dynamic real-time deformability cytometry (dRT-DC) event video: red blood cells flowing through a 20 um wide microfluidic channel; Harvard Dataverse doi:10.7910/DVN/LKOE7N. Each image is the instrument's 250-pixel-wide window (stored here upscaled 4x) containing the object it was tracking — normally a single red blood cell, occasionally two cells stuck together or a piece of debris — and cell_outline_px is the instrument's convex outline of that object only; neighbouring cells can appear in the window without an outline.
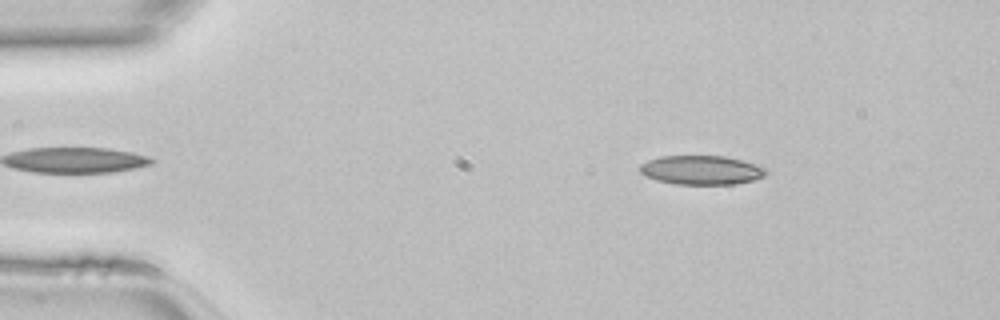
{"species": "common noctule bat (a hibernating species)", "species_latin": "Nyctalus noctula", "temperature_condition": "room temperature", "stored_images_in_passage": 43, "camera_frame_rate_fps": 3000, "um_per_image_px": 0.085, "animal": {"sex": "female", "body_mass_g": 22.7, "forearm_length_mm": 54.2}, "frame": {"image": 1, "passage_image": 4, "time_ms": 1.0, "image_size_px": [1000, 320], "cell_outline_px": [[768, 172], [764, 176], [756, 180], [732, 184], [672, 184], [656, 180], [644, 176], [640, 172], [640, 164], [648, 160], [660, 156], [724, 156], [756, 164], [764, 168]], "centroid_in_image_um": [59.59, 14.46], "position_along_channel_um": 25.4, "area_um2": 21.44}}
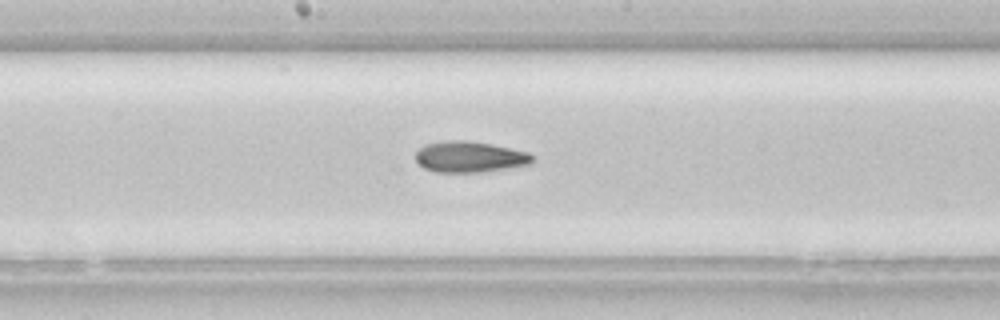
{"frame": {"image": 2, "passage_image": 21, "time_ms": 6.667, "image_size_px": [1000, 320], "cell_outline_px": [[536, 160], [532, 164], [480, 172], [436, 172], [424, 168], [416, 160], [416, 152], [424, 144], [448, 140], [464, 140], [492, 144], [528, 152]], "centroid_in_image_um": [39.93, 13.33], "position_along_channel_um": 208.3, "area_um2": 21.1}}
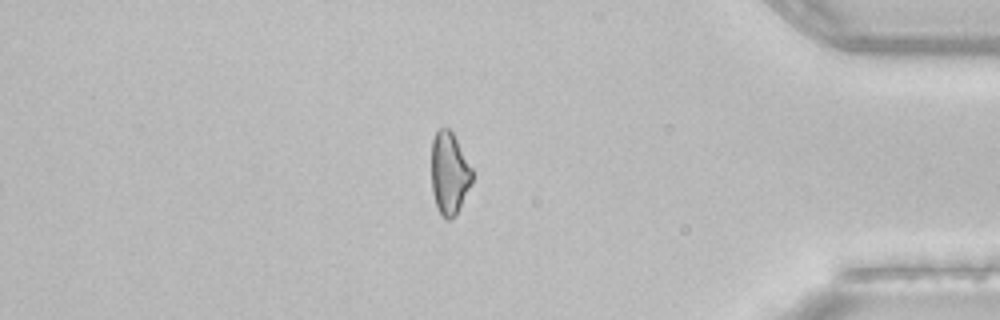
{"frame": {"image": 3, "passage_image": 36, "time_ms": 11.667, "image_size_px": [1000, 320], "cell_outline_px": [[472, 184], [456, 216], [448, 220], [444, 220], [436, 204], [432, 192], [432, 140], [436, 132], [440, 128], [448, 128], [452, 132], [472, 168]], "centroid_in_image_um": [38.2, 14.76], "position_along_channel_um": 397.0, "area_um2": 19.54}}